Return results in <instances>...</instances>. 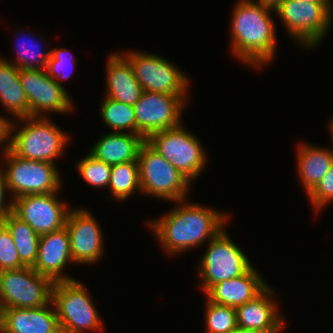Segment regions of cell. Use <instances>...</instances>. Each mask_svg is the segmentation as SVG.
Returning a JSON list of instances; mask_svg holds the SVG:
<instances>
[{
	"label": "cell",
	"mask_w": 333,
	"mask_h": 333,
	"mask_svg": "<svg viewBox=\"0 0 333 333\" xmlns=\"http://www.w3.org/2000/svg\"><path fill=\"white\" fill-rule=\"evenodd\" d=\"M1 333H61L52 301L40 308L3 309Z\"/></svg>",
	"instance_id": "ac0fdd59"
},
{
	"label": "cell",
	"mask_w": 333,
	"mask_h": 333,
	"mask_svg": "<svg viewBox=\"0 0 333 333\" xmlns=\"http://www.w3.org/2000/svg\"><path fill=\"white\" fill-rule=\"evenodd\" d=\"M145 141L139 134L109 131L99 138L89 153L109 165L137 161L139 149Z\"/></svg>",
	"instance_id": "44dd1931"
},
{
	"label": "cell",
	"mask_w": 333,
	"mask_h": 333,
	"mask_svg": "<svg viewBox=\"0 0 333 333\" xmlns=\"http://www.w3.org/2000/svg\"><path fill=\"white\" fill-rule=\"evenodd\" d=\"M283 1L285 0H258L256 2L261 3L263 6H266L267 8L275 10Z\"/></svg>",
	"instance_id": "e575fe53"
},
{
	"label": "cell",
	"mask_w": 333,
	"mask_h": 333,
	"mask_svg": "<svg viewBox=\"0 0 333 333\" xmlns=\"http://www.w3.org/2000/svg\"><path fill=\"white\" fill-rule=\"evenodd\" d=\"M24 267L8 229L0 224V271Z\"/></svg>",
	"instance_id": "4dcf8cb0"
},
{
	"label": "cell",
	"mask_w": 333,
	"mask_h": 333,
	"mask_svg": "<svg viewBox=\"0 0 333 333\" xmlns=\"http://www.w3.org/2000/svg\"><path fill=\"white\" fill-rule=\"evenodd\" d=\"M187 201L175 202L177 204L170 213L148 223L149 229L168 255H179L188 249L203 246L229 222L230 216L227 213Z\"/></svg>",
	"instance_id": "6da1fadb"
},
{
	"label": "cell",
	"mask_w": 333,
	"mask_h": 333,
	"mask_svg": "<svg viewBox=\"0 0 333 333\" xmlns=\"http://www.w3.org/2000/svg\"><path fill=\"white\" fill-rule=\"evenodd\" d=\"M268 285L258 270L252 266L239 277L217 283L205 294V297L213 303L237 308L253 300Z\"/></svg>",
	"instance_id": "d6986e66"
},
{
	"label": "cell",
	"mask_w": 333,
	"mask_h": 333,
	"mask_svg": "<svg viewBox=\"0 0 333 333\" xmlns=\"http://www.w3.org/2000/svg\"><path fill=\"white\" fill-rule=\"evenodd\" d=\"M54 282L32 267L0 271V302L3 309L40 308L51 302Z\"/></svg>",
	"instance_id": "8fae6325"
},
{
	"label": "cell",
	"mask_w": 333,
	"mask_h": 333,
	"mask_svg": "<svg viewBox=\"0 0 333 333\" xmlns=\"http://www.w3.org/2000/svg\"><path fill=\"white\" fill-rule=\"evenodd\" d=\"M8 191L3 169L0 167V224L12 212L13 200L10 198L5 202V193Z\"/></svg>",
	"instance_id": "d6a6232c"
},
{
	"label": "cell",
	"mask_w": 333,
	"mask_h": 333,
	"mask_svg": "<svg viewBox=\"0 0 333 333\" xmlns=\"http://www.w3.org/2000/svg\"><path fill=\"white\" fill-rule=\"evenodd\" d=\"M146 142L191 182L196 181L207 165V155L201 142L183 128V124L156 132Z\"/></svg>",
	"instance_id": "9c48e42d"
},
{
	"label": "cell",
	"mask_w": 333,
	"mask_h": 333,
	"mask_svg": "<svg viewBox=\"0 0 333 333\" xmlns=\"http://www.w3.org/2000/svg\"><path fill=\"white\" fill-rule=\"evenodd\" d=\"M224 227L208 243V248L198 263L202 292L206 294L219 282L230 280L246 273L252 262L233 240Z\"/></svg>",
	"instance_id": "52a82bcc"
},
{
	"label": "cell",
	"mask_w": 333,
	"mask_h": 333,
	"mask_svg": "<svg viewBox=\"0 0 333 333\" xmlns=\"http://www.w3.org/2000/svg\"><path fill=\"white\" fill-rule=\"evenodd\" d=\"M0 103L11 120L29 116V104L20 82V69L0 57Z\"/></svg>",
	"instance_id": "603a6c76"
},
{
	"label": "cell",
	"mask_w": 333,
	"mask_h": 333,
	"mask_svg": "<svg viewBox=\"0 0 333 333\" xmlns=\"http://www.w3.org/2000/svg\"><path fill=\"white\" fill-rule=\"evenodd\" d=\"M24 39H22V41L20 42L19 40L21 39L17 40L18 43L16 47V60H14L13 62L12 60H10L9 62L17 66L19 69H46L47 61L51 52L49 48L47 51H45V49L42 48L41 43L39 44L36 39L31 41L33 39H31V37H28V40ZM23 40L26 42H24Z\"/></svg>",
	"instance_id": "83f0119b"
},
{
	"label": "cell",
	"mask_w": 333,
	"mask_h": 333,
	"mask_svg": "<svg viewBox=\"0 0 333 333\" xmlns=\"http://www.w3.org/2000/svg\"><path fill=\"white\" fill-rule=\"evenodd\" d=\"M130 62L143 91L178 95L187 101L189 77L162 56L141 51L122 53Z\"/></svg>",
	"instance_id": "30bf717a"
},
{
	"label": "cell",
	"mask_w": 333,
	"mask_h": 333,
	"mask_svg": "<svg viewBox=\"0 0 333 333\" xmlns=\"http://www.w3.org/2000/svg\"><path fill=\"white\" fill-rule=\"evenodd\" d=\"M230 24L233 56L256 69L267 66L276 55L275 10L253 0H239L234 5Z\"/></svg>",
	"instance_id": "7a4b0ae2"
},
{
	"label": "cell",
	"mask_w": 333,
	"mask_h": 333,
	"mask_svg": "<svg viewBox=\"0 0 333 333\" xmlns=\"http://www.w3.org/2000/svg\"><path fill=\"white\" fill-rule=\"evenodd\" d=\"M141 194L169 202L187 199L191 181L146 141L138 153Z\"/></svg>",
	"instance_id": "8992f818"
},
{
	"label": "cell",
	"mask_w": 333,
	"mask_h": 333,
	"mask_svg": "<svg viewBox=\"0 0 333 333\" xmlns=\"http://www.w3.org/2000/svg\"><path fill=\"white\" fill-rule=\"evenodd\" d=\"M106 97L134 106L143 92L129 60L119 52L108 56L106 63Z\"/></svg>",
	"instance_id": "ffe728a7"
},
{
	"label": "cell",
	"mask_w": 333,
	"mask_h": 333,
	"mask_svg": "<svg viewBox=\"0 0 333 333\" xmlns=\"http://www.w3.org/2000/svg\"><path fill=\"white\" fill-rule=\"evenodd\" d=\"M301 143L296 151L297 174L308 195L333 164V148Z\"/></svg>",
	"instance_id": "7402d4cb"
},
{
	"label": "cell",
	"mask_w": 333,
	"mask_h": 333,
	"mask_svg": "<svg viewBox=\"0 0 333 333\" xmlns=\"http://www.w3.org/2000/svg\"><path fill=\"white\" fill-rule=\"evenodd\" d=\"M206 333H232L237 327L236 308L219 305L205 298Z\"/></svg>",
	"instance_id": "4316f807"
},
{
	"label": "cell",
	"mask_w": 333,
	"mask_h": 333,
	"mask_svg": "<svg viewBox=\"0 0 333 333\" xmlns=\"http://www.w3.org/2000/svg\"><path fill=\"white\" fill-rule=\"evenodd\" d=\"M3 157V165H6L3 173L10 193L7 195H10L12 200L24 195L59 192L62 187L56 164L23 159L11 150Z\"/></svg>",
	"instance_id": "ba28073f"
},
{
	"label": "cell",
	"mask_w": 333,
	"mask_h": 333,
	"mask_svg": "<svg viewBox=\"0 0 333 333\" xmlns=\"http://www.w3.org/2000/svg\"><path fill=\"white\" fill-rule=\"evenodd\" d=\"M65 226L69 234L73 264L98 263L104 253V235L92 212L82 207L70 208Z\"/></svg>",
	"instance_id": "9a60e30c"
},
{
	"label": "cell",
	"mask_w": 333,
	"mask_h": 333,
	"mask_svg": "<svg viewBox=\"0 0 333 333\" xmlns=\"http://www.w3.org/2000/svg\"><path fill=\"white\" fill-rule=\"evenodd\" d=\"M58 193L60 192L15 198L12 212L39 236L60 230L65 226L70 206L59 200Z\"/></svg>",
	"instance_id": "5bb4252c"
},
{
	"label": "cell",
	"mask_w": 333,
	"mask_h": 333,
	"mask_svg": "<svg viewBox=\"0 0 333 333\" xmlns=\"http://www.w3.org/2000/svg\"><path fill=\"white\" fill-rule=\"evenodd\" d=\"M2 224L13 238L20 262L24 266L33 267L38 256L39 235L13 212Z\"/></svg>",
	"instance_id": "cb8c5ba5"
},
{
	"label": "cell",
	"mask_w": 333,
	"mask_h": 333,
	"mask_svg": "<svg viewBox=\"0 0 333 333\" xmlns=\"http://www.w3.org/2000/svg\"><path fill=\"white\" fill-rule=\"evenodd\" d=\"M232 333H265V332L237 327Z\"/></svg>",
	"instance_id": "d590c367"
},
{
	"label": "cell",
	"mask_w": 333,
	"mask_h": 333,
	"mask_svg": "<svg viewBox=\"0 0 333 333\" xmlns=\"http://www.w3.org/2000/svg\"><path fill=\"white\" fill-rule=\"evenodd\" d=\"M315 212L333 202V164L317 186L307 195Z\"/></svg>",
	"instance_id": "1f68e13d"
},
{
	"label": "cell",
	"mask_w": 333,
	"mask_h": 333,
	"mask_svg": "<svg viewBox=\"0 0 333 333\" xmlns=\"http://www.w3.org/2000/svg\"><path fill=\"white\" fill-rule=\"evenodd\" d=\"M79 160L75 167L77 168L76 170H78V174H80L87 184L100 189L108 188L112 165L96 159L90 153Z\"/></svg>",
	"instance_id": "f1b7e54d"
},
{
	"label": "cell",
	"mask_w": 333,
	"mask_h": 333,
	"mask_svg": "<svg viewBox=\"0 0 333 333\" xmlns=\"http://www.w3.org/2000/svg\"><path fill=\"white\" fill-rule=\"evenodd\" d=\"M276 16L289 36L304 49H315L326 38L333 20V3L285 0L276 9Z\"/></svg>",
	"instance_id": "5b68a950"
},
{
	"label": "cell",
	"mask_w": 333,
	"mask_h": 333,
	"mask_svg": "<svg viewBox=\"0 0 333 333\" xmlns=\"http://www.w3.org/2000/svg\"><path fill=\"white\" fill-rule=\"evenodd\" d=\"M186 101L178 95L143 91L133 106L136 134L145 140L152 134L182 124Z\"/></svg>",
	"instance_id": "7c38bea8"
},
{
	"label": "cell",
	"mask_w": 333,
	"mask_h": 333,
	"mask_svg": "<svg viewBox=\"0 0 333 333\" xmlns=\"http://www.w3.org/2000/svg\"><path fill=\"white\" fill-rule=\"evenodd\" d=\"M11 123L12 120L11 118L6 115H1L0 114V148H2V153L5 154L7 151L10 150V138H11ZM6 143V144H5ZM5 146V147H4Z\"/></svg>",
	"instance_id": "836d02e7"
},
{
	"label": "cell",
	"mask_w": 333,
	"mask_h": 333,
	"mask_svg": "<svg viewBox=\"0 0 333 333\" xmlns=\"http://www.w3.org/2000/svg\"><path fill=\"white\" fill-rule=\"evenodd\" d=\"M100 104L102 121L112 132H127L136 134V119L134 108L126 103L105 97ZM126 130V131H125Z\"/></svg>",
	"instance_id": "484cf974"
},
{
	"label": "cell",
	"mask_w": 333,
	"mask_h": 333,
	"mask_svg": "<svg viewBox=\"0 0 333 333\" xmlns=\"http://www.w3.org/2000/svg\"><path fill=\"white\" fill-rule=\"evenodd\" d=\"M50 56L46 65L47 74L60 86V80H67L71 78V72L68 67L75 66L74 55L69 56V49L65 48H54L50 49ZM72 65V66H70ZM73 68V67H72ZM71 68V69H72ZM67 70V71H66Z\"/></svg>",
	"instance_id": "f546056e"
},
{
	"label": "cell",
	"mask_w": 333,
	"mask_h": 333,
	"mask_svg": "<svg viewBox=\"0 0 333 333\" xmlns=\"http://www.w3.org/2000/svg\"><path fill=\"white\" fill-rule=\"evenodd\" d=\"M272 288L268 285L253 300L236 308L238 327L265 333H281L284 330L285 318L279 314L278 302L274 300L277 293Z\"/></svg>",
	"instance_id": "e0dca14e"
},
{
	"label": "cell",
	"mask_w": 333,
	"mask_h": 333,
	"mask_svg": "<svg viewBox=\"0 0 333 333\" xmlns=\"http://www.w3.org/2000/svg\"><path fill=\"white\" fill-rule=\"evenodd\" d=\"M20 82L29 104V116L45 117L50 112L68 113L74 109L71 95L45 69L20 68Z\"/></svg>",
	"instance_id": "4fadbf2b"
},
{
	"label": "cell",
	"mask_w": 333,
	"mask_h": 333,
	"mask_svg": "<svg viewBox=\"0 0 333 333\" xmlns=\"http://www.w3.org/2000/svg\"><path fill=\"white\" fill-rule=\"evenodd\" d=\"M68 263L73 259L66 226L39 236L38 256L32 267L35 271L53 282L74 280L63 272Z\"/></svg>",
	"instance_id": "2e32d148"
},
{
	"label": "cell",
	"mask_w": 333,
	"mask_h": 333,
	"mask_svg": "<svg viewBox=\"0 0 333 333\" xmlns=\"http://www.w3.org/2000/svg\"><path fill=\"white\" fill-rule=\"evenodd\" d=\"M51 301L61 333L103 331L99 311L82 282L76 279L54 282Z\"/></svg>",
	"instance_id": "277c9868"
},
{
	"label": "cell",
	"mask_w": 333,
	"mask_h": 333,
	"mask_svg": "<svg viewBox=\"0 0 333 333\" xmlns=\"http://www.w3.org/2000/svg\"><path fill=\"white\" fill-rule=\"evenodd\" d=\"M298 1H304L306 3L313 2V3H332L331 0H298Z\"/></svg>",
	"instance_id": "8d00e7d4"
},
{
	"label": "cell",
	"mask_w": 333,
	"mask_h": 333,
	"mask_svg": "<svg viewBox=\"0 0 333 333\" xmlns=\"http://www.w3.org/2000/svg\"><path fill=\"white\" fill-rule=\"evenodd\" d=\"M109 193L118 202L128 199L137 191L141 193L138 161L112 165Z\"/></svg>",
	"instance_id": "d4e9b609"
},
{
	"label": "cell",
	"mask_w": 333,
	"mask_h": 333,
	"mask_svg": "<svg viewBox=\"0 0 333 333\" xmlns=\"http://www.w3.org/2000/svg\"><path fill=\"white\" fill-rule=\"evenodd\" d=\"M3 307L0 302V333L2 331Z\"/></svg>",
	"instance_id": "f35d334b"
},
{
	"label": "cell",
	"mask_w": 333,
	"mask_h": 333,
	"mask_svg": "<svg viewBox=\"0 0 333 333\" xmlns=\"http://www.w3.org/2000/svg\"><path fill=\"white\" fill-rule=\"evenodd\" d=\"M328 127H329L328 130H329V133H330V137L333 141V119H331V121H329ZM332 144H333V142H332Z\"/></svg>",
	"instance_id": "74e56055"
},
{
	"label": "cell",
	"mask_w": 333,
	"mask_h": 333,
	"mask_svg": "<svg viewBox=\"0 0 333 333\" xmlns=\"http://www.w3.org/2000/svg\"><path fill=\"white\" fill-rule=\"evenodd\" d=\"M17 122H23L19 129ZM65 133L46 116L13 120L10 150L23 159L56 164L54 160L64 154V147L69 141Z\"/></svg>",
	"instance_id": "3957f363"
}]
</instances>
